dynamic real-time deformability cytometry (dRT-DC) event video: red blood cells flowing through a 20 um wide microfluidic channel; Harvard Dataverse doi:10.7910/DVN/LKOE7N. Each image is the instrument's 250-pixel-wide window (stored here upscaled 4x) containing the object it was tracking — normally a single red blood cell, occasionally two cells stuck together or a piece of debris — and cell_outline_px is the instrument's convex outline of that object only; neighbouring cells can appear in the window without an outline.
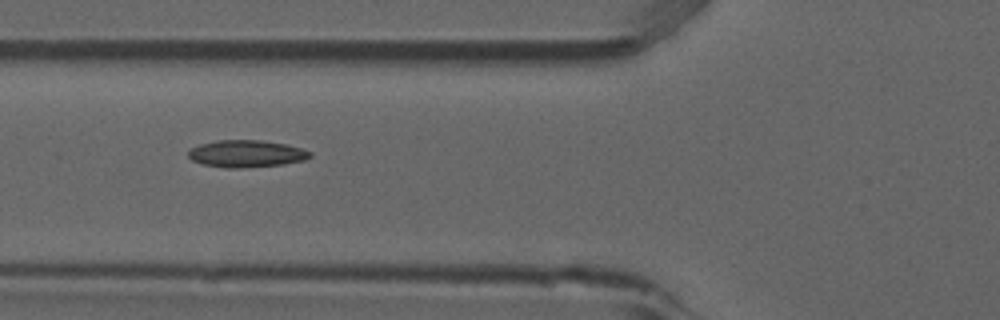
{"species": "common noctule bat (a hibernating species)", "species_latin": "Nyctalus noctula", "temperature_condition": "room temperature", "stored_images_in_passage": 6, "camera_frame_rate_fps": 3000, "um_per_image_px": 0.085, "animal": {"sex": "male", "forearm_length_mm": 52.5}, "frame": {"image": 1, "passage_image": 3, "time_ms": 0.667, "image_size_px": [1000, 320], "cell_outline_px": [[312, 156], [304, 160], [280, 164], [240, 168], [224, 168], [204, 164], [192, 160], [188, 156], [188, 152], [192, 148], [200, 144], [216, 140], [260, 140], [284, 144], [300, 148], [312, 152]], "centroid_in_image_um": [20.92, 13.06], "position_along_channel_um": 104.9, "area_um2": 19.02}}
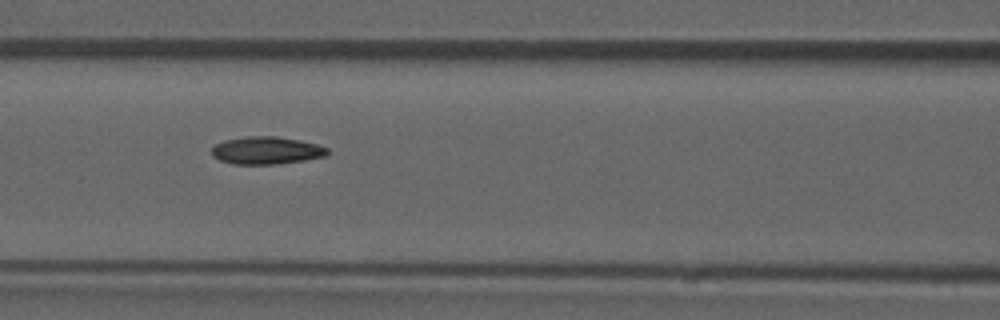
{"frame": {"image": 2, "passage_image": 4, "time_ms": 1.0, "image_size_px": [1000, 320], "cell_outline_px": [[328, 156], [304, 160], [272, 164], [232, 164], [220, 160], [212, 156], [212, 148], [216, 144], [224, 140], [248, 136], [276, 136], [300, 140], [316, 144], [328, 148]], "centroid_in_image_um": [22.65, 12.78], "position_along_channel_um": 144.0, "area_um2": 18.55}}